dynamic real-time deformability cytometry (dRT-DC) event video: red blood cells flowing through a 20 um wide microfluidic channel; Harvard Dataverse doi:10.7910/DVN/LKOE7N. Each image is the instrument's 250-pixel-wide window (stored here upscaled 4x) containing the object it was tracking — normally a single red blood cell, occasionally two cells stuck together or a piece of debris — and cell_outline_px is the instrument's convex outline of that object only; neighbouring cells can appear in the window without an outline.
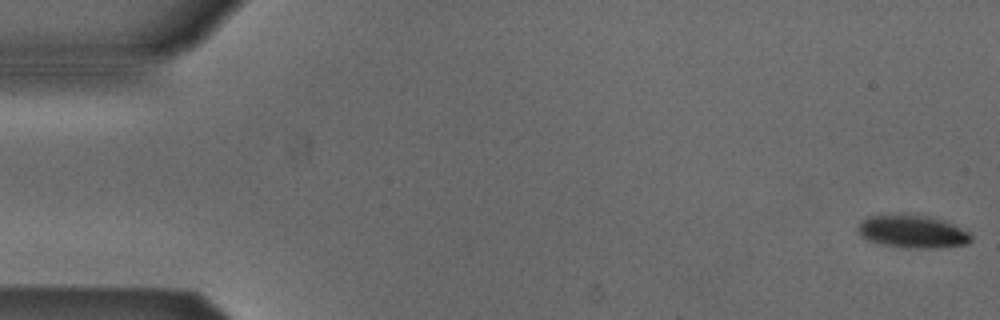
{"species": "Egyptian fruit bat (a non-hibernating species)", "species_latin": "Rousettus aegyptiacus", "temperature_condition": "cold", "stored_images_in_passage": 53, "camera_frame_rate_fps": 3000, "um_per_image_px": 0.085, "animal": {"sex": "male"}, "frame": {"image": 1, "passage_image": 1, "time_ms": 0.0, "image_size_px": [1000, 320], "cell_outline_px": [[972, 240], [968, 244], [940, 248], [904, 248], [880, 244], [868, 240], [860, 236], [856, 228], [868, 216], [928, 216], [944, 220], [968, 232], [972, 236]], "centroid_in_image_um": [77.58, 19.73], "position_along_channel_um": 7.4, "area_um2": 21.33}}
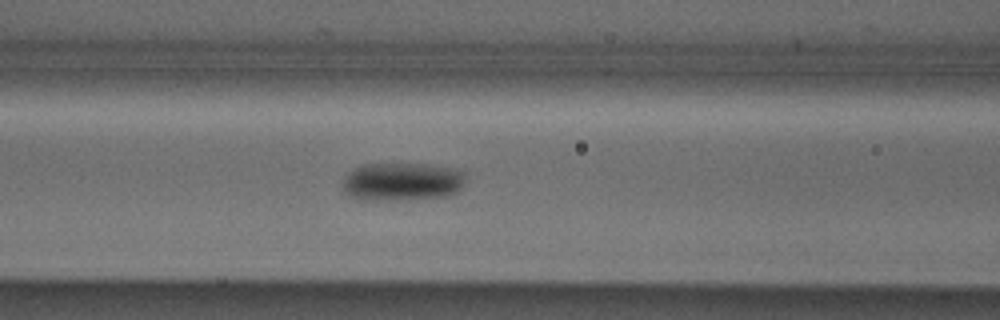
{"frame": {"image": 2, "passage_image": 22, "time_ms": 7.0, "image_size_px": [1000, 320], "cell_outline_px": [[464, 184], [456, 192], [448, 196], [408, 200], [364, 200], [348, 196], [344, 188], [344, 176], [352, 168], [364, 164], [428, 164], [456, 168], [464, 172]], "centroid_in_image_um": [34.18, 15.44], "position_along_channel_um": 132.4, "area_um2": 27.74}}
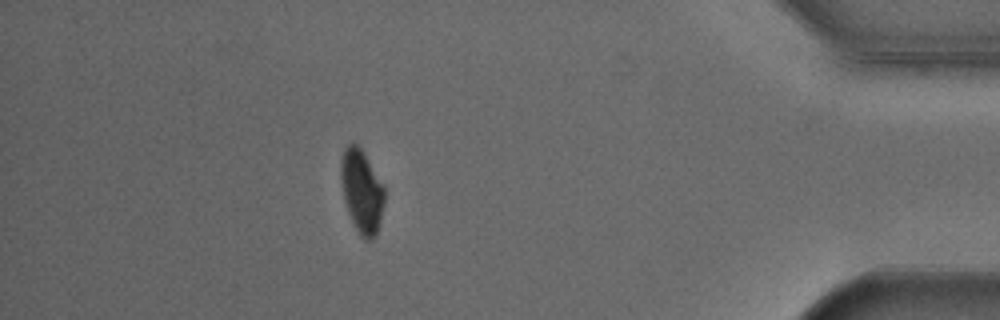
{"frame": {"image": 3, "passage_image": 47, "time_ms": 15.333, "image_size_px": [1000, 320], "cell_outline_px": [[384, 204], [380, 224], [376, 236], [372, 240], [364, 240], [360, 236], [348, 212], [344, 200], [340, 176], [340, 160], [344, 148], [348, 144], [356, 144], [364, 152], [384, 188]], "centroid_in_image_um": [30.74, 16.28], "position_along_channel_um": 404.5, "area_um2": 21.15}, "authors_computed_cell_mechanics": {"area_um2": 23.8136, "velocity_mm_per_s": 3.8599, "shape_relaxation_time_tau1_ms": 3.4629, "shape_relaxation_time_tau2_ms": null, "deformation_change_tau1": 0.0905, "deformation_change_tau2": null}}